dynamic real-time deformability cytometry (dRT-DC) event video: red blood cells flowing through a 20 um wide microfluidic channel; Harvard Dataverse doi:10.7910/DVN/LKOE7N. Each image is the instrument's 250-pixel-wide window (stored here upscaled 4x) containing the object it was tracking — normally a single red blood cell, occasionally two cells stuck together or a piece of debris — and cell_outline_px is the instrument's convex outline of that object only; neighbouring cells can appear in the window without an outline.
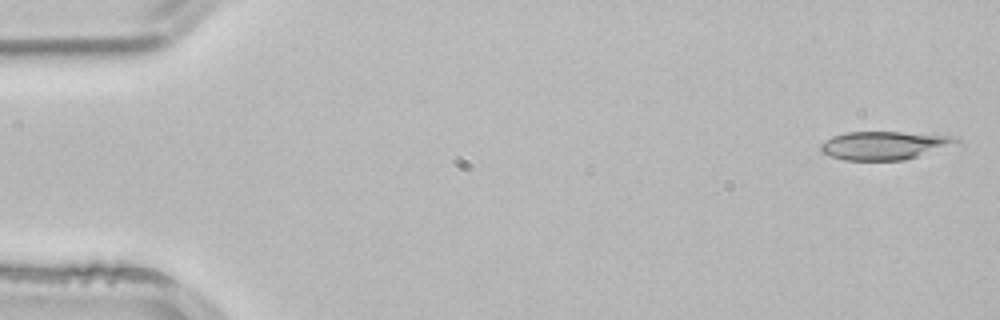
{"species": "common noctule bat (a hibernating species)", "species_latin": "Nyctalus noctula", "temperature_condition": "room temperature", "stored_images_in_passage": 4, "camera_frame_rate_fps": 3000, "um_per_image_px": 0.085, "animal": {"sex": "male", "body_mass_g": 21.5, "forearm_length_mm": 52.0}, "frame": {"image": 1, "passage_image": 1, "time_ms": 0.0, "image_size_px": [1000, 320], "cell_outline_px": [[960, 140], [916, 156], [904, 160], [844, 160], [820, 152], [820, 144], [832, 136], [848, 132], [900, 132], [952, 136]], "centroid_in_image_um": [75.01, 12.35], "position_along_channel_um": 10.0, "area_um2": 21.62}}
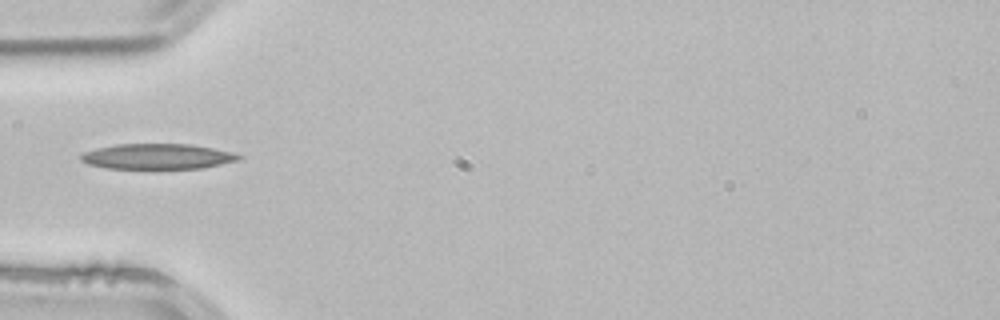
{"frame": {"image": 2, "passage_image": 4, "time_ms": 1.0, "image_size_px": [1000, 320], "cell_outline_px": [[244, 156], [240, 160], [204, 168], [108, 168], [88, 164], [80, 160], [80, 156], [84, 152], [96, 148], [116, 144], [192, 144], [232, 152]], "centroid_in_image_um": [13.41, 13.29], "position_along_channel_um": 71.6, "area_um2": 23.35}}